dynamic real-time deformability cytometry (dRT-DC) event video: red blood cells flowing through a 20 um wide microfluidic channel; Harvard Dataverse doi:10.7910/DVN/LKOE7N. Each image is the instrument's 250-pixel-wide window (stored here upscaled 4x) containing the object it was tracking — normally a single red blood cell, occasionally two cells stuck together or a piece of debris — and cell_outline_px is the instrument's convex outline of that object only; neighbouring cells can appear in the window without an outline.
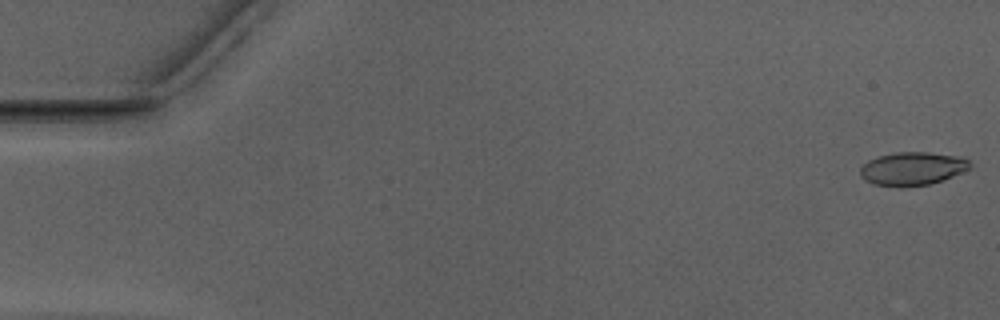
{"species": "Egyptian fruit bat (a non-hibernating species)", "species_latin": "Rousettus aegyptiacus", "temperature_condition": "warm", "stored_images_in_passage": 41, "camera_frame_rate_fps": 3000, "um_per_image_px": 0.085, "animal": {"sex": "male"}, "frame": {"image": 1, "passage_image": 1, "time_ms": 0.0, "image_size_px": [1000, 320], "cell_outline_px": [[972, 168], [952, 176], [928, 184], [904, 188], [900, 188], [872, 184], [864, 180], [860, 176], [860, 168], [868, 160], [880, 156], [896, 152], [928, 152], [964, 156], [972, 164]], "centroid_in_image_um": [77.56, 14.34], "position_along_channel_um": 7.4, "area_um2": 21.62}}
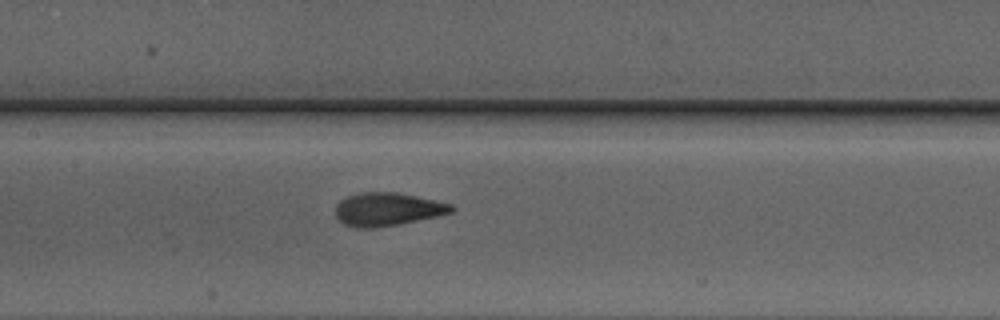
{"frame": {"image": 2, "passage_image": 25, "time_ms": 8.0, "image_size_px": [1000, 320], "cell_outline_px": [[456, 208], [452, 212], [440, 216], [376, 228], [356, 228], [344, 224], [336, 216], [336, 204], [340, 200], [348, 196], [360, 192], [396, 192], [416, 196], [452, 204]], "centroid_in_image_um": [32.94, 17.79], "position_along_channel_um": 174.5, "area_um2": 22.48}}
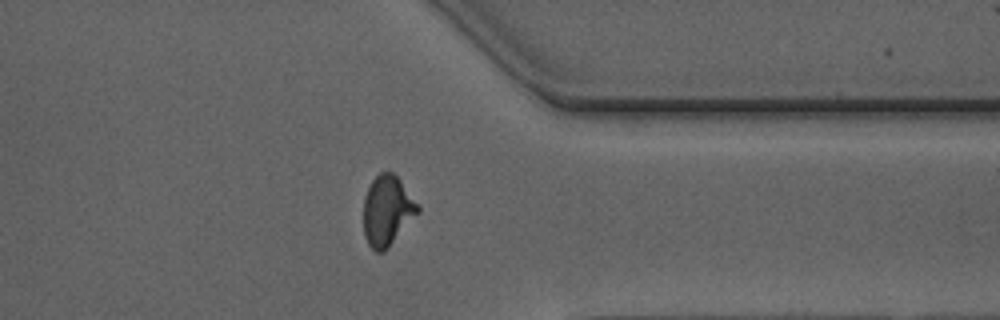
{"frame": {"image": 3, "passage_image": 41, "time_ms": 13.333, "image_size_px": [1000, 320], "cell_outline_px": [[420, 212], [388, 248], [384, 252], [376, 252], [368, 244], [364, 236], [364, 196], [372, 180], [380, 172], [392, 172], [400, 180], [420, 204]], "centroid_in_image_um": [32.94, 17.91], "position_along_channel_um": 378.5, "area_um2": 22.37}, "authors_computed_cell_mechanics": {"area_um2": 22.0218, "velocity_mm_per_s": 3.9579, "shape_relaxation_time_tau1_ms": 5.7491, "shape_relaxation_time_tau2_ms": 0.8433, "deformation_change_tau1": 0.1735, "deformation_change_tau2": 0.0664}}